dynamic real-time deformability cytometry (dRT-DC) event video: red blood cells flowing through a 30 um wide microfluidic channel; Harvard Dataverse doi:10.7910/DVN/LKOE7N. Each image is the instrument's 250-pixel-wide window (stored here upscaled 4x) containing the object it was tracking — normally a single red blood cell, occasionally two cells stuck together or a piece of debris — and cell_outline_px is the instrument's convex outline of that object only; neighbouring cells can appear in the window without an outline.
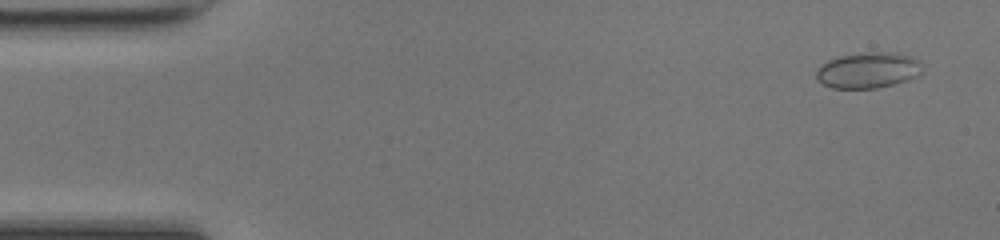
{"species": "common noctule bat (a hibernating species)", "species_latin": "Nyctalus noctula", "temperature_condition": "room temperature", "stored_images_in_passage": 49, "camera_frame_rate_fps": 3000, "um_per_image_px": 0.085, "animal": {"sex": "female", "body_mass_g": 17.0, "forearm_length_mm": 48.0}, "frame": {"image": 1, "passage_image": 3, "time_ms": 0.667, "image_size_px": [1000, 240], "cell_outline_px": [[920, 72], [916, 76], [892, 84], [876, 88], [832, 88], [816, 80], [816, 68], [820, 64], [828, 60], [840, 56], [868, 52], [896, 52], [912, 56], [920, 60]], "centroid_in_image_um": [73.74, 5.95], "position_along_channel_um": 11.3, "area_um2": 22.08}}
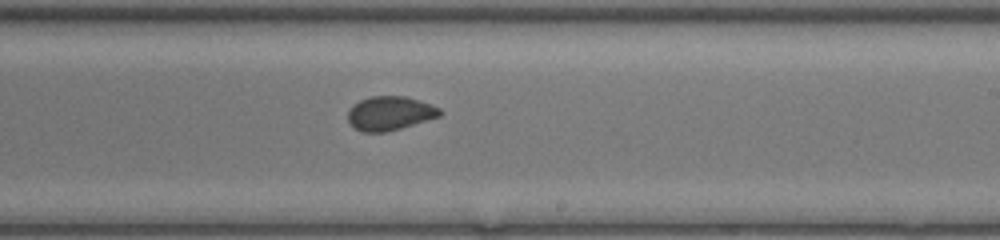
{"frame": {"image": 2, "passage_image": 29, "time_ms": 9.333, "image_size_px": [1000, 240], "cell_outline_px": [[444, 112], [440, 116], [400, 128], [384, 132], [364, 132], [356, 128], [348, 120], [348, 112], [360, 100], [372, 96], [404, 96], [440, 108]], "centroid_in_image_um": [33.16, 9.63], "position_along_channel_um": 255.8, "area_um2": 17.74}}
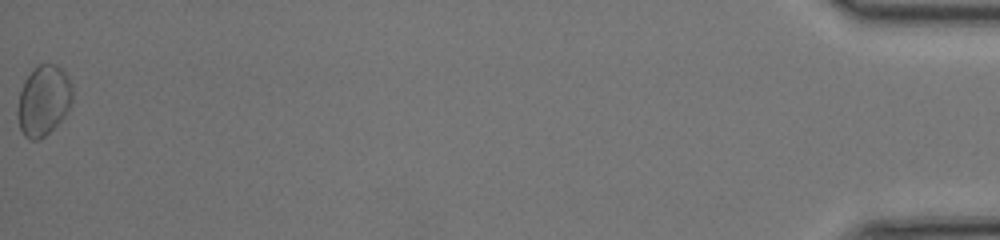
{"frame": {"image": 3, "passage_image": 49, "time_ms": 16.0, "image_size_px": [1000, 240], "cell_outline_px": [[72, 100], [64, 116], [44, 136], [36, 140], [28, 140], [24, 136], [20, 128], [16, 112], [20, 92], [24, 80], [40, 64], [56, 64], [68, 76], [72, 84]], "centroid_in_image_um": [3.68, 8.55], "position_along_channel_um": 431.5, "area_um2": 22.25}, "authors_computed_cell_mechanics": {"area_um2": 18.6694, "velocity_mm_per_s": 4.2689, "shape_relaxation_time_tau1_ms": 6.2729, "shape_relaxation_time_tau2_ms": 1.3837, "deformation_change_tau1": 0.0718, "deformation_change_tau2": 0.0317}}